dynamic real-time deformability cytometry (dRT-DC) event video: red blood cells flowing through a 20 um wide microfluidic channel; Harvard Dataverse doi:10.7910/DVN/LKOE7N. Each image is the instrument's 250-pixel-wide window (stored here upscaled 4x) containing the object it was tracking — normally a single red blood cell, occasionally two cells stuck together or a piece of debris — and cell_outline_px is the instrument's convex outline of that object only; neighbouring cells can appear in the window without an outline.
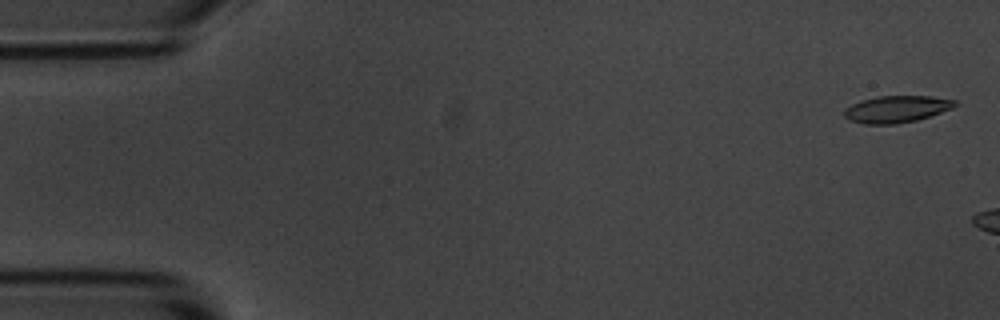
{"species": "common noctule bat (a hibernating species)", "species_latin": "Nyctalus noctula", "temperature_condition": "room temperature", "stored_images_in_passage": 4, "camera_frame_rate_fps": 3000, "um_per_image_px": 0.085, "animal": {"sex": "male", "body_mass_g": 20.1, "forearm_length_mm": 53.5}, "frame": {"image": 1, "passage_image": 1, "time_ms": 0.0, "image_size_px": [1000, 320], "cell_outline_px": [[960, 104], [952, 108], [916, 120], [896, 124], [864, 124], [848, 120], [844, 116], [844, 108], [852, 104], [864, 100], [880, 96], [932, 96], [956, 100]], "centroid_in_image_um": [76.21, 9.27], "position_along_channel_um": 8.8, "area_um2": 17.28}}